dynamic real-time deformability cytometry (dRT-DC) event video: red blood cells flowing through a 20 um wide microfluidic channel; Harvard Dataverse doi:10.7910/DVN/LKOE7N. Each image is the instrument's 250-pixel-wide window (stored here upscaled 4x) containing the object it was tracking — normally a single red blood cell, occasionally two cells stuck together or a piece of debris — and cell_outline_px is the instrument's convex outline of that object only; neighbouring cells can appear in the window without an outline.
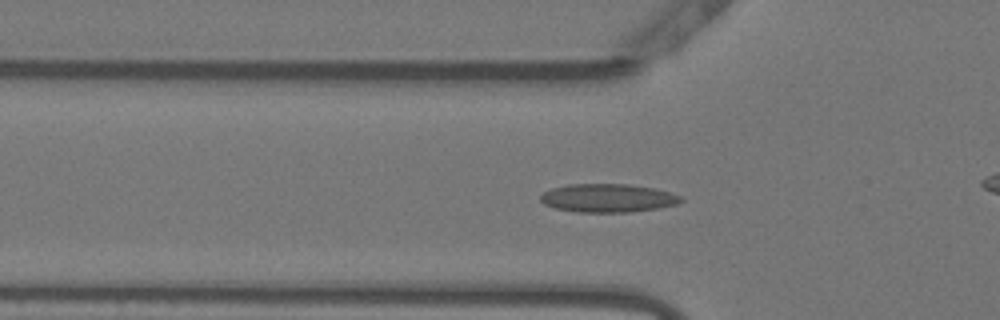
{"species": "Egyptian fruit bat (a non-hibernating species)", "species_latin": "Rousettus aegyptiacus", "temperature_condition": "warm", "stored_images_in_passage": 42, "camera_frame_rate_fps": 3000, "um_per_image_px": 0.085, "animal": {"sex": "female"}, "frame": {"image": 1, "passage_image": 16, "time_ms": 5.0, "image_size_px": [1000, 320], "cell_outline_px": [[684, 200], [676, 204], [660, 208], [632, 212], [576, 212], [556, 208], [544, 204], [540, 200], [540, 196], [544, 192], [552, 188], [568, 184], [628, 184], [656, 188], [680, 196]], "centroid_in_image_um": [51.67, 16.83], "position_along_channel_um": 74.1, "area_um2": 23.29}}
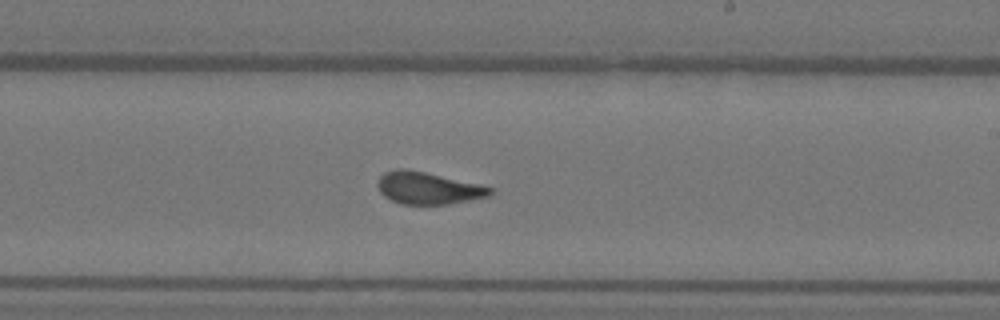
{"frame": {"image": 2, "passage_image": 30, "time_ms": 9.667, "image_size_px": [1000, 320], "cell_outline_px": [[496, 188], [488, 196], [448, 204], [400, 204], [384, 196], [380, 192], [376, 184], [380, 176], [384, 172], [396, 168], [404, 168], [424, 172], [480, 184]], "centroid_in_image_um": [36.36, 15.98], "position_along_channel_um": 252.6, "area_um2": 21.04}}
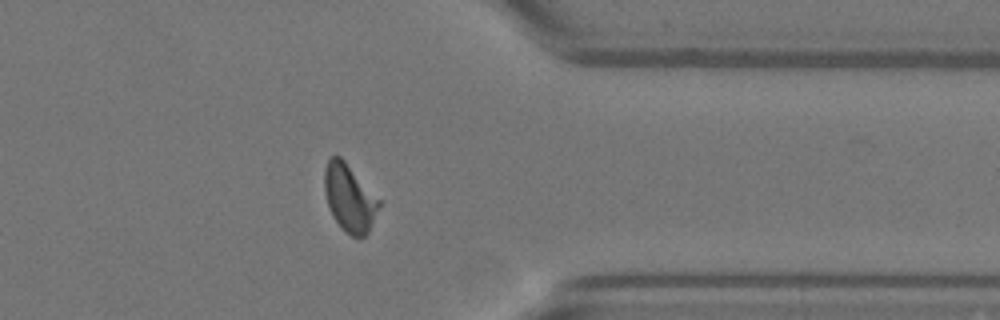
{"frame": {"image": 3, "passage_image": 41, "time_ms": 13.333, "image_size_px": [1000, 320], "cell_outline_px": [[380, 204], [368, 232], [364, 236], [352, 236], [332, 216], [324, 192], [324, 168], [328, 160], [332, 156], [340, 156], [344, 160], [380, 200]], "centroid_in_image_um": [29.68, 16.79], "position_along_channel_um": 381.7, "area_um2": 20.87}}